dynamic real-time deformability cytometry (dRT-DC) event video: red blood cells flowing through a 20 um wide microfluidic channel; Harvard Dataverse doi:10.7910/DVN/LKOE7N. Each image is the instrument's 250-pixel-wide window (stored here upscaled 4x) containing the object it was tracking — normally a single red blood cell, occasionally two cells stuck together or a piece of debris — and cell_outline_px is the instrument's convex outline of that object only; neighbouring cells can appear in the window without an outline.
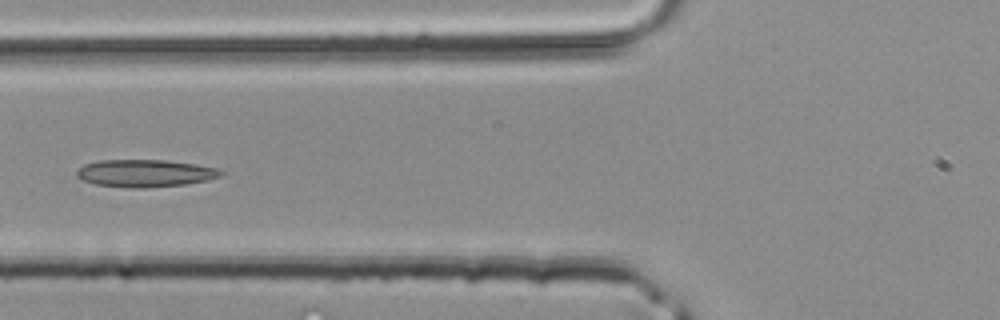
{"species": "common noctule bat (a hibernating species)", "species_latin": "Nyctalus noctula", "temperature_condition": "room temperature", "stored_images_in_passage": 36, "camera_frame_rate_fps": 3000, "um_per_image_px": 0.085, "animal": {"sex": "male", "body_mass_g": 20.4}, "frame": {"image": 1, "passage_image": 11, "time_ms": 3.333, "image_size_px": [1000, 320], "cell_outline_px": [[224, 172], [220, 176], [208, 180], [184, 184], [144, 188], [128, 188], [96, 184], [84, 180], [76, 176], [76, 172], [84, 164], [100, 160], [164, 160], [196, 164], [216, 168]], "centroid_in_image_um": [12.33, 14.72], "position_along_channel_um": 113.5, "area_um2": 22.89}}
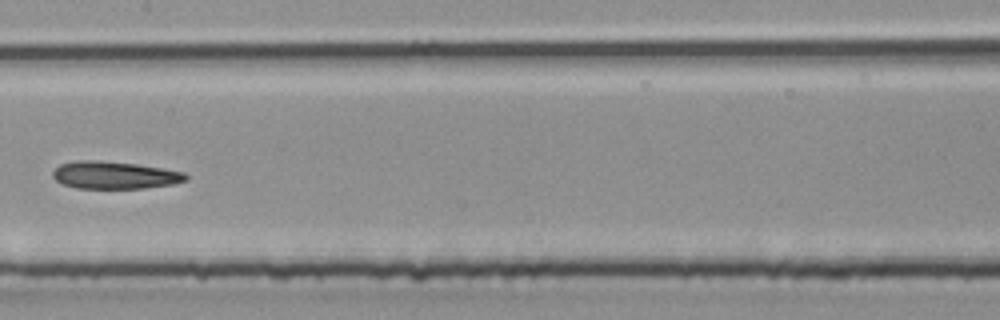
{"frame": {"image": 2, "passage_image": 16, "time_ms": 5.0, "image_size_px": [1000, 320], "cell_outline_px": [[188, 180], [172, 184], [144, 188], [76, 188], [64, 184], [56, 180], [52, 176], [52, 172], [60, 164], [80, 160], [100, 160], [136, 164], [184, 172], [188, 176]], "centroid_in_image_um": [9.73, 14.88], "position_along_channel_um": 197.7, "area_um2": 21.15}}
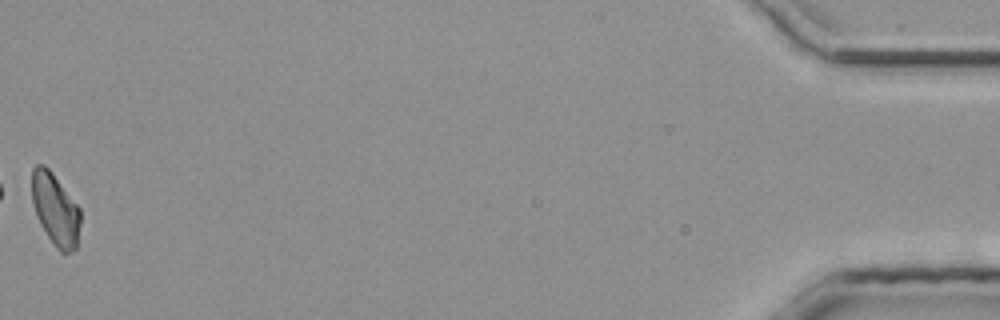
{"frame": {"image": 3, "passage_image": 36, "time_ms": 11.667, "image_size_px": [1000, 320], "cell_outline_px": [[80, 224], [76, 248], [72, 252], [60, 252], [56, 248], [40, 224], [36, 216], [32, 200], [32, 168], [36, 164], [44, 164], [52, 172], [80, 208]], "centroid_in_image_um": [4.7, 17.79], "position_along_channel_um": 430.5, "area_um2": 20.35}}